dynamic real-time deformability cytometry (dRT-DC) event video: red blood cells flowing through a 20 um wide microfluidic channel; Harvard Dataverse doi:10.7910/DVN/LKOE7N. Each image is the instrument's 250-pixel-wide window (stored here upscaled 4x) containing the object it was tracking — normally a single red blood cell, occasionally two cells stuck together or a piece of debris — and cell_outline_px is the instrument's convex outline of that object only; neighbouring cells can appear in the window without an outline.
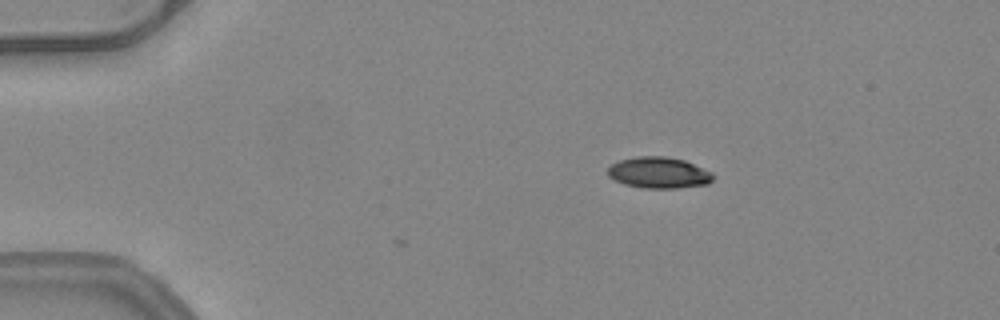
{"species": "common noctule bat (a hibernating species)", "species_latin": "Nyctalus noctula", "temperature_condition": "warm", "stored_images_in_passage": 35, "camera_frame_rate_fps": 3000, "um_per_image_px": 0.085, "animal": {"sex": "female", "body_mass_g": 24.6, "forearm_length_mm": 56.2}, "frame": {"image": 1, "passage_image": 1, "time_ms": 0.0, "image_size_px": [1000, 320], "cell_outline_px": [[716, 176], [708, 184], [676, 188], [644, 188], [624, 184], [612, 180], [608, 176], [608, 168], [612, 164], [620, 160], [636, 156], [664, 156], [684, 160], [712, 172]], "centroid_in_image_um": [55.99, 14.68], "position_along_channel_um": 29.0, "area_um2": 19.25}}
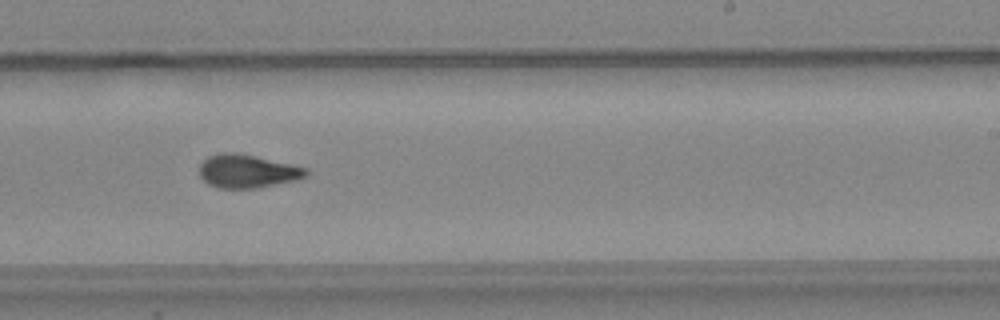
{"frame": {"image": 2, "passage_image": 24, "time_ms": 7.667, "image_size_px": [1000, 320], "cell_outline_px": [[308, 176], [296, 180], [256, 188], [216, 188], [208, 184], [200, 176], [200, 164], [208, 156], [220, 152], [236, 152], [256, 156], [308, 168]], "centroid_in_image_um": [21.02, 14.55], "position_along_channel_um": 268.0, "area_um2": 20.81}}
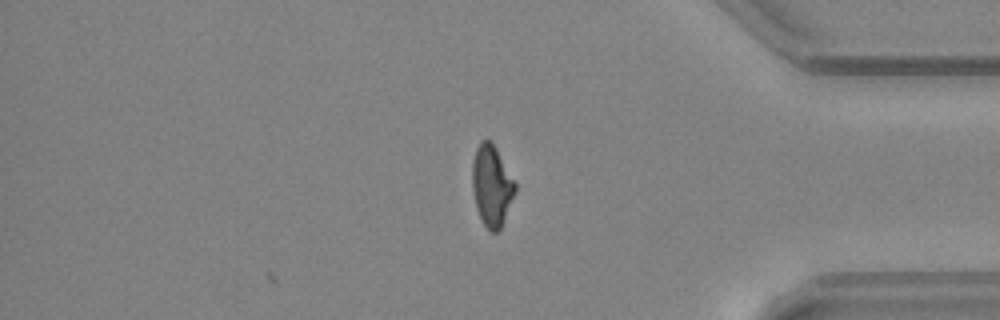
{"frame": {"image": 3, "passage_image": 35, "time_ms": 11.333, "image_size_px": [1000, 320], "cell_outline_px": [[516, 192], [500, 228], [496, 232], [492, 232], [480, 220], [476, 208], [472, 188], [472, 164], [476, 148], [480, 140], [492, 140], [516, 184]], "centroid_in_image_um": [41.78, 15.76], "position_along_channel_um": 393.4, "area_um2": 20.23}, "authors_computed_cell_mechanics": {"area_um2": 20.6346, "velocity_mm_per_s": 4.0227, "shape_relaxation_time_tau1_ms": null, "shape_relaxation_time_tau2_ms": 2.5606, "deformation_change_tau1": null, "deformation_change_tau2": 0.0939}}